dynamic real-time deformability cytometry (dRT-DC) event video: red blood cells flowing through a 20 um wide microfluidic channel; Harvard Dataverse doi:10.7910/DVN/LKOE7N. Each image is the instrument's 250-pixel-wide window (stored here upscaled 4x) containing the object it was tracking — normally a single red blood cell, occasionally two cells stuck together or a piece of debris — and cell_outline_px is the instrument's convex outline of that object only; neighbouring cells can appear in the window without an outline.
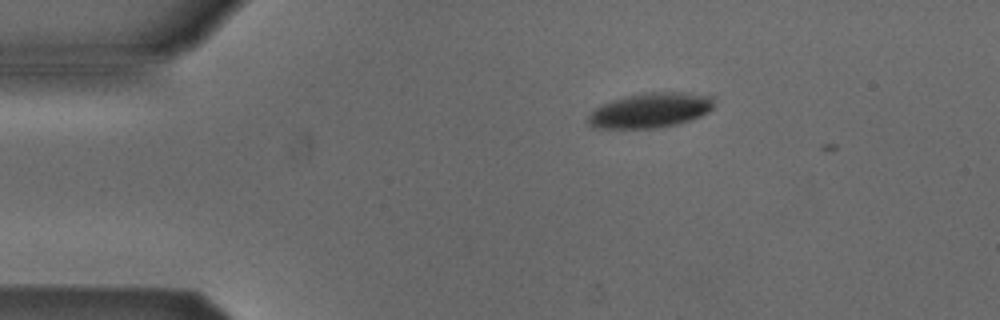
{"species": "Egyptian fruit bat (a non-hibernating species)", "species_latin": "Rousettus aegyptiacus", "temperature_condition": "cold", "stored_images_in_passage": 4, "camera_frame_rate_fps": 3000, "um_per_image_px": 0.085, "animal": {"sex": "male"}, "frame": {"image": 1, "passage_image": 1, "time_ms": 0.0, "image_size_px": [1000, 320], "cell_outline_px": [[716, 96], [712, 108], [708, 112], [700, 116], [676, 124], [656, 128], [596, 128], [588, 124], [588, 116], [596, 108], [612, 100], [624, 96], [644, 92], [688, 92]], "centroid_in_image_um": [55.32, 9.36], "position_along_channel_um": 29.7, "area_um2": 25.66}}